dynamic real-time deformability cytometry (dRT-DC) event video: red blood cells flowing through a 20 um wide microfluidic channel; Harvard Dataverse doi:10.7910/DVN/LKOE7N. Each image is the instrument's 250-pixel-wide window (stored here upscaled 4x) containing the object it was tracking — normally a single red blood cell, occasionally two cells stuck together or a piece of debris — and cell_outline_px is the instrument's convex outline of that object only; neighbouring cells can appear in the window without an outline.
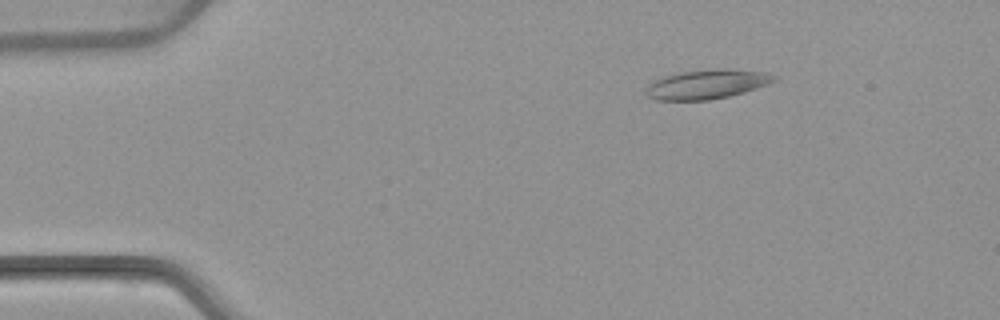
{"species": "common noctule bat (a hibernating species)", "species_latin": "Nyctalus noctula", "temperature_condition": "warm", "stored_images_in_passage": 4, "camera_frame_rate_fps": 3000, "um_per_image_px": 0.085, "animal": {"sex": "female", "body_mass_g": 22.7, "forearm_length_mm": 54.2}, "frame": {"image": 1, "passage_image": 2, "time_ms": 1.333, "image_size_px": [1000, 320], "cell_outline_px": [[776, 80], [768, 84], [744, 92], [728, 96], [708, 100], [656, 100], [648, 96], [644, 92], [648, 84], [652, 80], [664, 76], [684, 72], [716, 68], [728, 68], [768, 72], [776, 76]], "centroid_in_image_um": [60.09, 7.15], "position_along_channel_um": 24.9, "area_um2": 22.02}}